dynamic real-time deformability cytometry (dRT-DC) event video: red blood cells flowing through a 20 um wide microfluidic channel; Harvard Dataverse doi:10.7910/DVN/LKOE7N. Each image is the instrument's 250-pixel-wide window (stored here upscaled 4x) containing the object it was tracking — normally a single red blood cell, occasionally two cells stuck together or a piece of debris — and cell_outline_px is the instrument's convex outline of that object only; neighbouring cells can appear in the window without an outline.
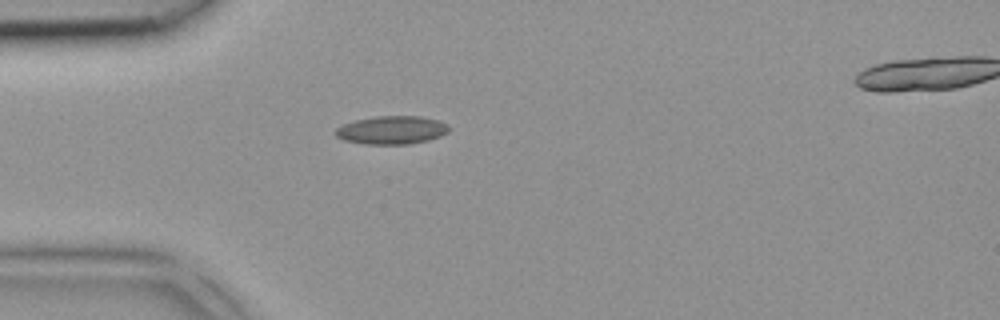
{"species": "common noctule bat (a hibernating species)", "species_latin": "Nyctalus noctula", "temperature_condition": "room temperature", "stored_images_in_passage": 2, "segment_of_instrument_passage": [1, 2], "camera_frame_rate_fps": 3000, "um_per_image_px": 0.085, "animal": {"sex": "female", "body_mass_g": 18.4}, "frame": {"image": 1, "passage_image": 1, "time_ms": 0.0, "image_size_px": [1000, 320], "cell_outline_px": [[452, 128], [448, 132], [440, 136], [428, 140], [408, 144], [364, 144], [344, 140], [336, 136], [336, 128], [344, 124], [356, 120], [376, 116], [420, 116], [440, 120], [448, 124]], "centroid_in_image_um": [33.35, 11.05], "position_along_channel_um": 51.6, "area_um2": 18.73}}